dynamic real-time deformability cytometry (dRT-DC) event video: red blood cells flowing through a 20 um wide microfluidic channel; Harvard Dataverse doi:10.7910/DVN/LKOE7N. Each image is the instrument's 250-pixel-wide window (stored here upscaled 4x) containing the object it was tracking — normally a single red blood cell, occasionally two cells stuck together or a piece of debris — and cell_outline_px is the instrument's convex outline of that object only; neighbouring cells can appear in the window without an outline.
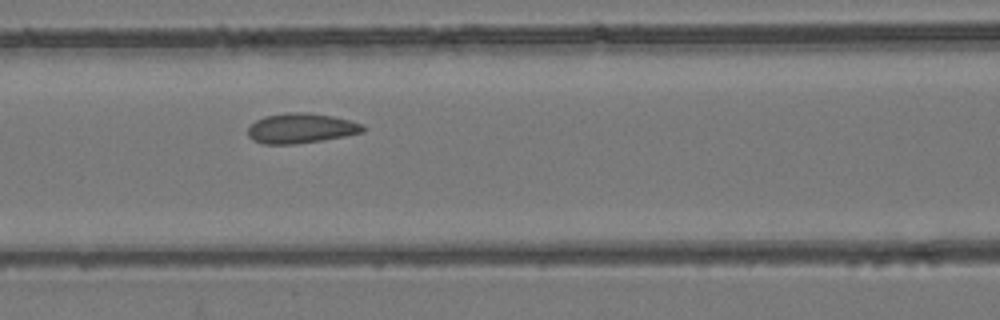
{"species": "common noctule bat (a hibernating species)", "species_latin": "Nyctalus noctula", "temperature_condition": "room temperature", "stored_images_in_passage": 6, "camera_frame_rate_fps": 3000, "um_per_image_px": 0.085, "animal": {"sex": "female", "body_mass_g": 24.6, "forearm_length_mm": 56.2}, "frame": {"image": 1, "passage_image": 6, "time_ms": 1.667, "image_size_px": [1000, 320], "cell_outline_px": [[368, 128], [364, 132], [324, 140], [296, 144], [264, 144], [252, 140], [248, 136], [248, 128], [256, 120], [264, 116], [284, 112], [308, 112], [332, 116], [364, 124]], "centroid_in_image_um": [25.6, 10.9], "position_along_channel_um": 141.0, "area_um2": 20.35}}